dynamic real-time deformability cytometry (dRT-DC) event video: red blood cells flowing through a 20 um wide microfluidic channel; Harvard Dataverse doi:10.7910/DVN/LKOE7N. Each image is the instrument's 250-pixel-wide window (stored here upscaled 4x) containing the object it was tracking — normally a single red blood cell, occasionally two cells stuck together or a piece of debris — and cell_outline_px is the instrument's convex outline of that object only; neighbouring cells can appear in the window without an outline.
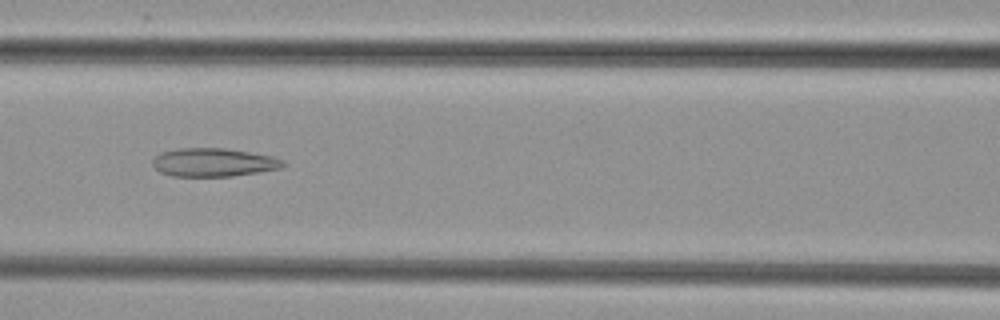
{"species": "common noctule bat (a hibernating species)", "species_latin": "Nyctalus noctula", "temperature_condition": "cold", "stored_images_in_passage": 50, "camera_frame_rate_fps": 3000, "um_per_image_px": 0.085, "animal": {"sex": "female", "body_mass_g": 29.2, "forearm_length_mm": 56.3}, "frame": {"image": 1, "passage_image": 22, "time_ms": 7.0, "image_size_px": [1000, 320], "cell_outline_px": [[288, 164], [280, 168], [232, 176], [172, 176], [160, 172], [152, 164], [152, 160], [160, 152], [176, 148], [224, 148], [272, 156], [284, 160]], "centroid_in_image_um": [18.13, 13.79], "position_along_channel_um": 148.5, "area_um2": 21.56}}
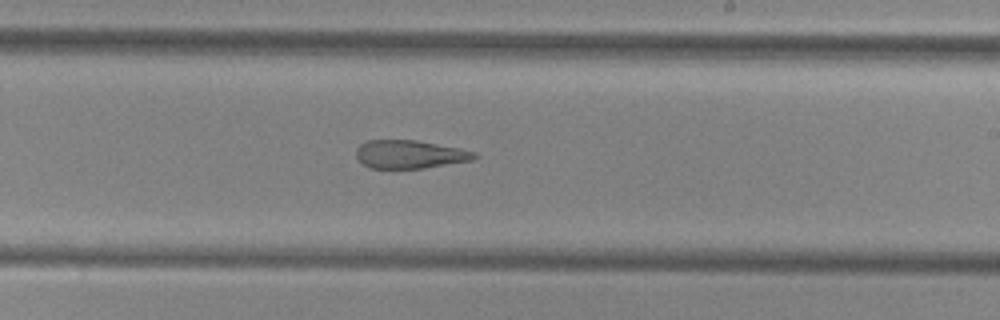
{"frame": {"image": 2, "passage_image": 30, "time_ms": 9.667, "image_size_px": [1000, 320], "cell_outline_px": [[480, 156], [472, 160], [424, 168], [368, 168], [356, 156], [356, 148], [360, 144], [368, 140], [416, 140], [460, 148], [476, 152]], "centroid_in_image_um": [34.85, 13.11], "position_along_channel_um": 254.2, "area_um2": 19.48}}
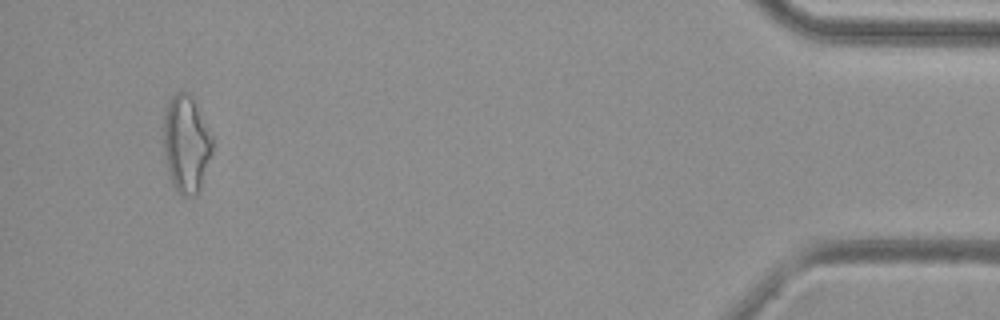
{"frame": {"image": 3, "passage_image": 48, "time_ms": 15.667, "image_size_px": [1000, 320], "cell_outline_px": [[212, 152], [200, 188], [196, 196], [184, 196], [176, 192], [172, 184], [168, 172], [164, 152], [160, 128], [168, 104], [172, 96], [176, 92], [188, 92], [192, 96], [212, 136]], "centroid_in_image_um": [15.79, 12.24], "position_along_channel_um": 419.4, "area_um2": 28.03}}